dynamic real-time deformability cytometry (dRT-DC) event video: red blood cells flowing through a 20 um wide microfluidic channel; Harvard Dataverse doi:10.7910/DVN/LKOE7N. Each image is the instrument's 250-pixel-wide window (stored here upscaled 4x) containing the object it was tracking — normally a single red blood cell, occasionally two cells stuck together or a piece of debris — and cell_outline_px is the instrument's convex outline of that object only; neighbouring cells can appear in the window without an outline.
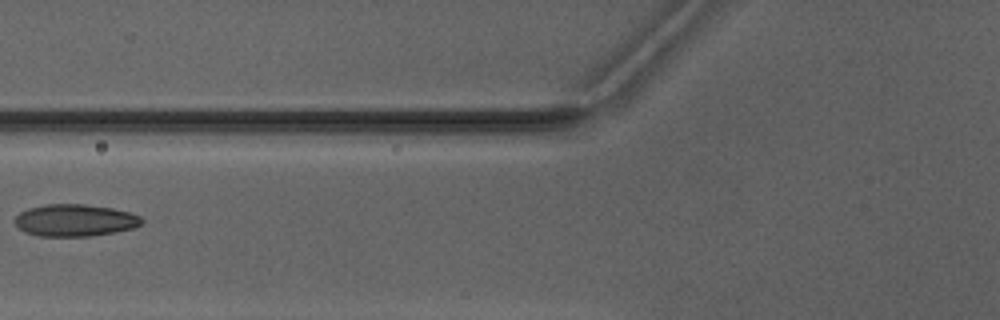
{"species": "Egyptian fruit bat (a non-hibernating species)", "species_latin": "Rousettus aegyptiacus", "temperature_condition": "warm", "stored_images_in_passage": 4, "camera_frame_rate_fps": 3000, "um_per_image_px": 0.085, "animal": {"sex": "male"}, "frame": {"image": 1, "passage_image": 3, "time_ms": 2.333, "image_size_px": [1000, 320], "cell_outline_px": [[144, 220], [140, 224], [132, 228], [116, 232], [88, 236], [40, 236], [24, 232], [12, 220], [20, 212], [28, 208], [44, 204], [84, 204], [112, 208], [128, 212], [140, 216]], "centroid_in_image_um": [6.34, 18.72], "position_along_channel_um": 119.5, "area_um2": 23.7}}
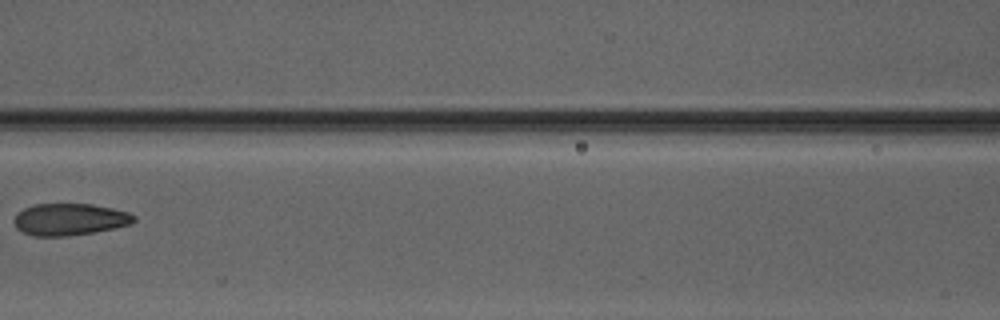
{"frame": {"image": 2, "passage_image": 4, "time_ms": 3.333, "image_size_px": [1000, 320], "cell_outline_px": [[136, 220], [132, 224], [92, 232], [68, 236], [32, 236], [16, 228], [12, 220], [16, 212], [32, 204], [92, 204], [112, 208], [128, 212], [136, 216]], "centroid_in_image_um": [5.88, 18.64], "position_along_channel_um": 160.7, "area_um2": 22.43}}